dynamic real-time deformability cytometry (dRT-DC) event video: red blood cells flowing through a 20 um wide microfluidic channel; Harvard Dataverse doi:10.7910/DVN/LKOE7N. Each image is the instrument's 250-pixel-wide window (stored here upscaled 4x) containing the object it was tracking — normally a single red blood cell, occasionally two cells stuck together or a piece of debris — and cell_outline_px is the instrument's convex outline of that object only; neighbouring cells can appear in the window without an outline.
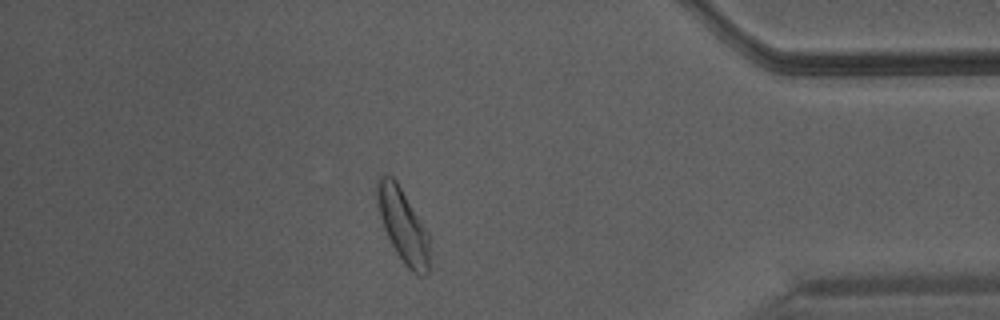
{"species": "Egyptian fruit bat (a non-hibernating species)", "species_latin": "Rousettus aegyptiacus", "temperature_condition": "warm", "stored_images_in_passage": 46, "camera_frame_rate_fps": 3000, "um_per_image_px": 0.085, "animal": {"sex": "male"}, "frame": {"image": 1, "passage_image": 40, "time_ms": 13.0, "image_size_px": [1000, 320], "cell_outline_px": [[428, 272], [424, 276], [420, 276], [412, 272], [404, 264], [396, 252], [384, 228], [380, 216], [376, 196], [376, 184], [380, 176], [392, 176], [396, 180], [428, 232]], "centroid_in_image_um": [34.24, 19.17], "position_along_channel_um": 401.0, "area_um2": 22.08}}